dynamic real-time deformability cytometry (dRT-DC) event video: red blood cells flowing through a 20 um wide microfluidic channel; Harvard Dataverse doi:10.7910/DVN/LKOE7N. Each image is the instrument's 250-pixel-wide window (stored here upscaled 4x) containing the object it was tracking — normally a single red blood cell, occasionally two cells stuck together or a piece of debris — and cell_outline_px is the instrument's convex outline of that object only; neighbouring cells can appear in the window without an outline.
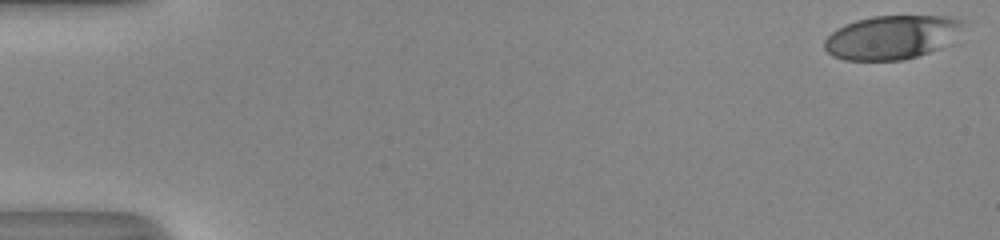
{"species": "human", "species_latin": "Homo sapiens", "temperature_condition": "room temperature", "stored_images_in_passage": 43, "camera_frame_rate_fps": 3000, "um_per_image_px": 0.085, "donor": {"sex": "male"}, "frame": {"image": 1, "passage_image": 1, "time_ms": 0.0, "image_size_px": [1000, 240], "cell_outline_px": [[968, 20], [940, 48], [904, 60], [844, 60], [832, 56], [824, 48], [824, 40], [836, 28], [844, 24], [856, 20], [872, 16], [952, 16]], "centroid_in_image_um": [75.74, 3.15], "position_along_channel_um": 9.3, "area_um2": 35.2}}
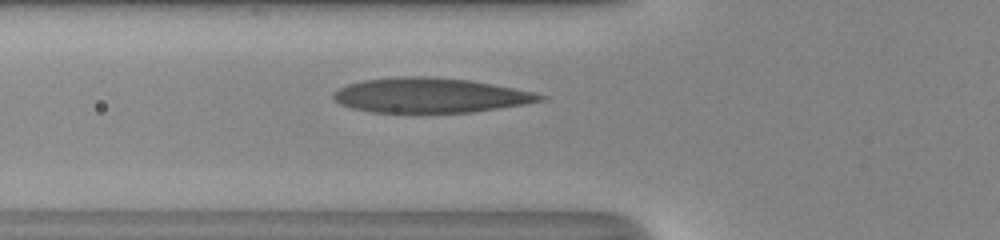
{"frame": {"image": 2, "passage_image": 20, "time_ms": 6.333, "image_size_px": [1000, 240], "cell_outline_px": [[548, 100], [524, 104], [472, 112], [368, 112], [352, 108], [340, 104], [332, 96], [332, 92], [348, 84], [360, 80], [400, 76], [428, 76], [468, 80], [492, 84], [536, 92], [548, 96]], "centroid_in_image_um": [36.58, 8.1], "position_along_channel_um": 89.2, "area_um2": 42.02}}
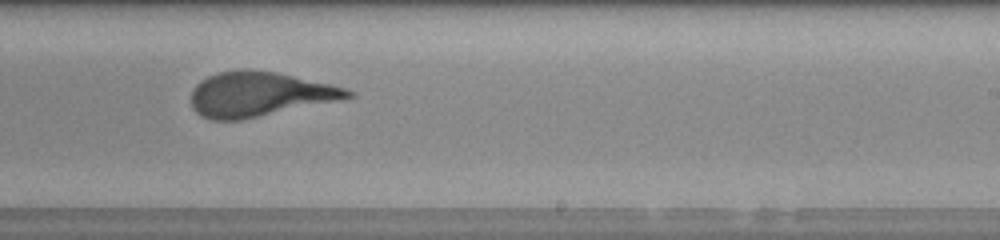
{"frame": {"image": 3, "passage_image": 33, "time_ms": 10.667, "image_size_px": [1000, 240], "cell_outline_px": [[356, 96], [240, 120], [212, 120], [200, 116], [192, 108], [192, 88], [200, 80], [216, 72], [276, 72], [328, 84], [344, 88], [356, 92]], "centroid_in_image_um": [21.99, 8.04], "position_along_channel_um": 267.0, "area_um2": 39.59}, "authors_computed_cell_mechanics": {"area_um2": 40.749, "velocity_mm_per_s": 4.103, "shape_relaxation_time_tau1_ms": 6.6028, "shape_relaxation_time_tau2_ms": 0.875, "deformation_change_tau1": 0.2841, "deformation_change_tau2": 0.1101}}